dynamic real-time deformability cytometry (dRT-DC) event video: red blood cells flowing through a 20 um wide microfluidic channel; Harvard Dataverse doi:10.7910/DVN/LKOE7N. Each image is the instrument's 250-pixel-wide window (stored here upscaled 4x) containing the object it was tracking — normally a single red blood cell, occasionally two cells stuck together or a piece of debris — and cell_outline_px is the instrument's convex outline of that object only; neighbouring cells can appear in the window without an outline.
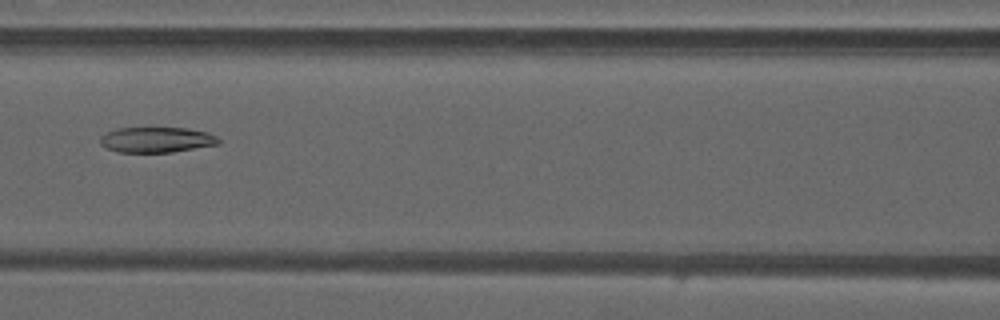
{"species": "common noctule bat (a hibernating species)", "species_latin": "Nyctalus noctula", "temperature_condition": "warm", "stored_images_in_passage": 49, "camera_frame_rate_fps": 3000, "um_per_image_px": 0.085, "animal": {"sex": "male", "forearm_length_mm": 52.5}, "frame": {"image": 1, "passage_image": 22, "time_ms": 7.0, "image_size_px": [1000, 320], "cell_outline_px": [[220, 144], [172, 152], [116, 152], [100, 144], [100, 136], [116, 128], [188, 128], [208, 132], [216, 136], [220, 140]], "centroid_in_image_um": [13.32, 11.88], "position_along_channel_um": 153.3, "area_um2": 17.57}}
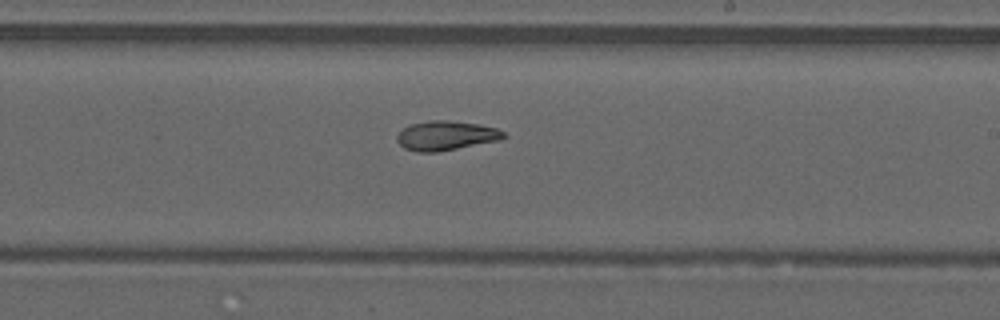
{"frame": {"image": 2, "passage_image": 29, "time_ms": 9.333, "image_size_px": [1000, 320], "cell_outline_px": [[508, 136], [504, 140], [436, 152], [416, 152], [404, 148], [396, 140], [396, 136], [408, 124], [428, 120], [448, 120], [476, 124], [496, 128], [504, 132]], "centroid_in_image_um": [37.93, 11.53], "position_along_channel_um": 251.1, "area_um2": 18.5}}
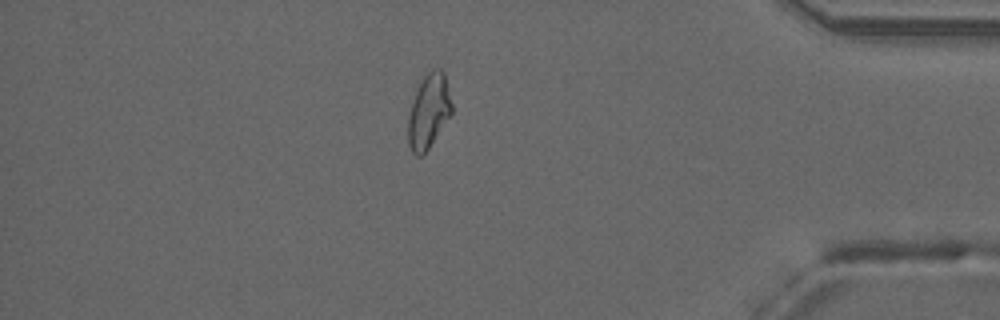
{"frame": {"image": 3, "passage_image": 42, "time_ms": 13.667, "image_size_px": [1000, 320], "cell_outline_px": [[452, 112], [428, 148], [420, 156], [416, 156], [412, 152], [408, 144], [408, 116], [416, 88], [420, 80], [432, 68], [440, 68], [444, 72], [452, 104]], "centroid_in_image_um": [36.42, 9.41], "position_along_channel_um": 398.8, "area_um2": 18.79}, "authors_computed_cell_mechanics": {"area_um2": 19.7676, "velocity_mm_per_s": 4.2094, "shape_relaxation_time_tau1_ms": null, "shape_relaxation_time_tau2_ms": 5.6776, "deformation_change_tau1": null, "deformation_change_tau2": 0.1261}}